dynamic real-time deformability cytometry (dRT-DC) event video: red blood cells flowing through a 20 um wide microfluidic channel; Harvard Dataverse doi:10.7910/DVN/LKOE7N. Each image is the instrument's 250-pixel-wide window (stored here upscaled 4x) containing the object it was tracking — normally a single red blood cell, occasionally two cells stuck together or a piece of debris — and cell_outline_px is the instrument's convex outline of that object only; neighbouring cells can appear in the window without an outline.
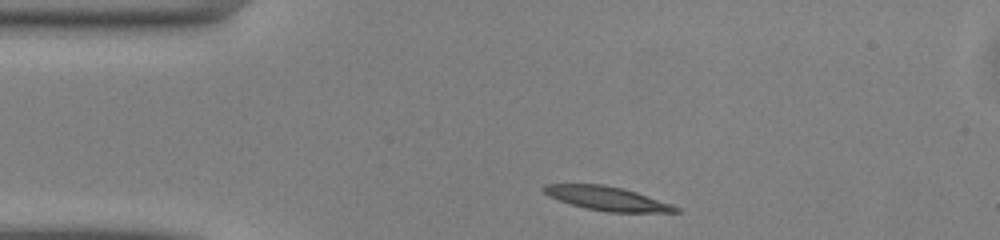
{"species": "common noctule bat (a hibernating species)", "species_latin": "Nyctalus noctula", "temperature_condition": "warm", "stored_images_in_passage": 41, "camera_frame_rate_fps": 3000, "um_per_image_px": 0.085, "animal": {"sex": "male", "body_mass_g": 13.0, "forearm_length_mm": 53.1}, "frame": {"image": 1, "passage_image": 1, "time_ms": 0.0, "image_size_px": [1000, 240], "cell_outline_px": [[680, 212], [608, 212], [584, 208], [548, 196], [540, 188], [544, 184], [604, 184], [636, 192], [672, 204], [680, 208]], "centroid_in_image_um": [51.58, 16.87], "position_along_channel_um": 33.4, "area_um2": 18.32}}
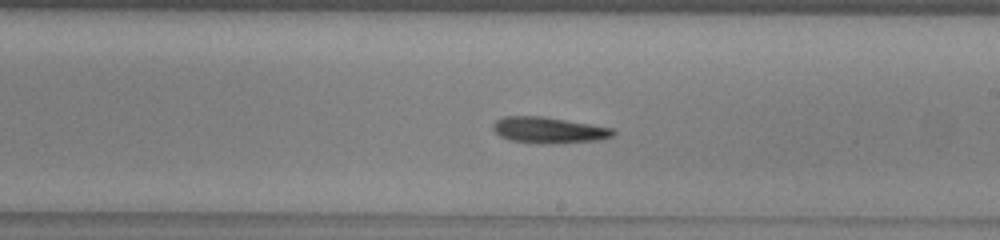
{"frame": {"image": 2, "passage_image": 19, "time_ms": 6.0, "image_size_px": [1000, 240], "cell_outline_px": [[616, 132], [612, 136], [600, 140], [540, 144], [512, 140], [500, 136], [492, 128], [492, 124], [496, 120], [504, 116], [544, 116], [592, 124], [612, 128]], "centroid_in_image_um": [46.64, 11.05], "position_along_channel_um": 242.4, "area_um2": 18.26}}
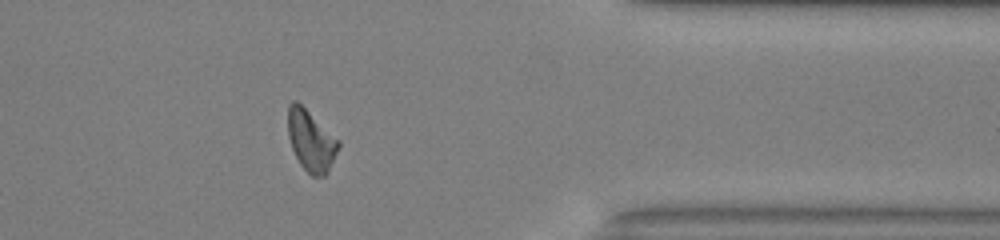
{"frame": {"image": 3, "passage_image": 31, "time_ms": 10.0, "image_size_px": [1000, 240], "cell_outline_px": [[340, 144], [328, 172], [324, 176], [312, 176], [300, 164], [292, 148], [288, 136], [288, 104], [292, 100], [296, 100], [340, 140]], "centroid_in_image_um": [26.43, 11.94], "position_along_channel_um": 385.0, "area_um2": 17.86}, "authors_computed_cell_mechanics": {"area_um2": 17.918, "velocity_mm_per_s": 4.0854, "shape_relaxation_time_tau1_ms": 4.7561, "shape_relaxation_time_tau2_ms": 9.5095, "deformation_change_tau1": 0.1656, "deformation_change_tau2": 0.2246}}